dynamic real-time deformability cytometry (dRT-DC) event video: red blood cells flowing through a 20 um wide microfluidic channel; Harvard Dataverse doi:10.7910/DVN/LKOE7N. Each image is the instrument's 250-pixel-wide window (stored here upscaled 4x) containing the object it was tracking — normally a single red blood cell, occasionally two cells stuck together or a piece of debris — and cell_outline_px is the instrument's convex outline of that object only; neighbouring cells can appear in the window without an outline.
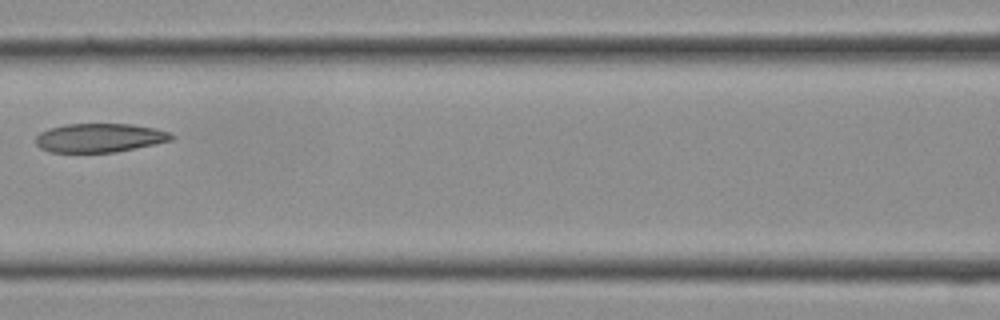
{"species": "Egyptian fruit bat (a non-hibernating species)", "species_latin": "Rousettus aegyptiacus", "temperature_condition": "cold", "stored_images_in_passage": 8, "camera_frame_rate_fps": 3000, "um_per_image_px": 0.085, "frame": {"image": 1, "passage_image": 7, "time_ms": 2.0, "image_size_px": [1000, 320], "cell_outline_px": [[176, 136], [172, 140], [156, 144], [116, 152], [48, 152], [40, 148], [36, 144], [36, 136], [40, 132], [48, 128], [64, 124], [132, 124], [156, 128], [168, 132]], "centroid_in_image_um": [8.47, 11.71], "position_along_channel_um": 158.1, "area_um2": 23.0}}